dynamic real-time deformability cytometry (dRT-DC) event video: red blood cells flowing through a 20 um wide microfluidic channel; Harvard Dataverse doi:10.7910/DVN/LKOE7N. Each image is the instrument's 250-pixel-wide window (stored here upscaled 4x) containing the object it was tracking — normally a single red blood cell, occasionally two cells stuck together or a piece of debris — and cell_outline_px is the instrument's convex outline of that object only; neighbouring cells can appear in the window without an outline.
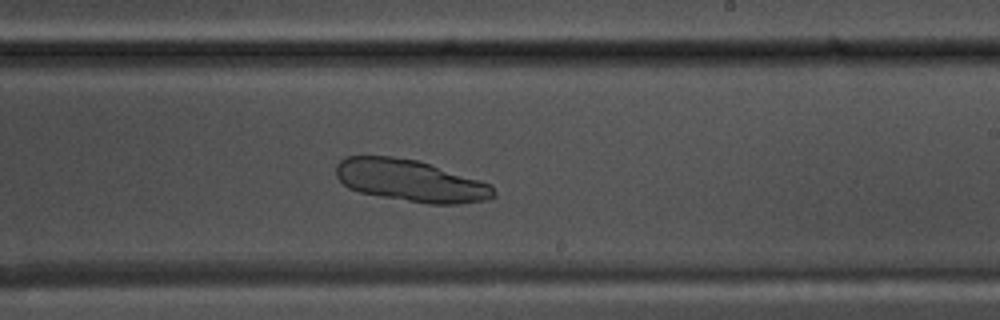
{"species": "common noctule bat (a hibernating species)", "species_latin": "Nyctalus noctula", "temperature_condition": "warm", "stored_images_in_passage": 37, "camera_frame_rate_fps": 3000, "um_per_image_px": 0.085, "animal": {"sex": "male", "body_mass_g": 17.5, "forearm_length_mm": 52.3}, "frame": {"image": 1, "passage_image": 22, "time_ms": 7.0, "image_size_px": [1000, 320], "cell_outline_px": [[496, 196], [484, 200], [456, 204], [428, 204], [380, 196], [360, 192], [348, 188], [336, 176], [336, 164], [340, 160], [348, 156], [392, 156], [420, 160], [492, 184], [496, 192]], "centroid_in_image_um": [34.91, 15.35], "position_along_channel_um": 254.1, "area_um2": 38.67}}